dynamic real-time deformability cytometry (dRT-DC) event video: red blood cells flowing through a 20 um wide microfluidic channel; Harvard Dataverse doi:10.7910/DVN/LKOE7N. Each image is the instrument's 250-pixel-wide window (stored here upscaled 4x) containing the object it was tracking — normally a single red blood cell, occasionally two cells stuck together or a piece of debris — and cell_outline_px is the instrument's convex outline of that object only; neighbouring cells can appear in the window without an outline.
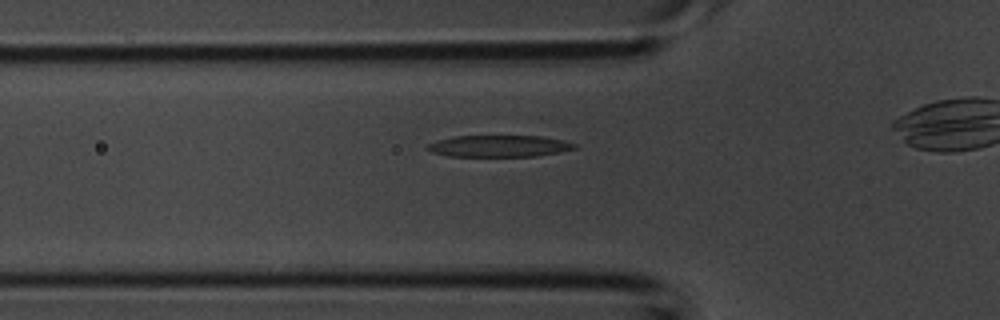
{"species": "common noctule bat (a hibernating species)", "species_latin": "Nyctalus noctula", "temperature_condition": "room temperature", "stored_images_in_passage": 28, "camera_frame_rate_fps": 3000, "um_per_image_px": 0.085, "animal": {"sex": "male", "body_mass_g": 20.1, "forearm_length_mm": 53.5}, "frame": {"image": 1, "passage_image": 8, "time_ms": 2.333, "image_size_px": [1000, 320], "cell_outline_px": [[576, 148], [560, 152], [536, 156], [448, 156], [432, 152], [424, 148], [428, 144], [436, 140], [452, 136], [540, 136], [564, 140], [576, 144]], "centroid_in_image_um": [42.39, 12.41], "position_along_channel_um": 83.4, "area_um2": 18.61}}
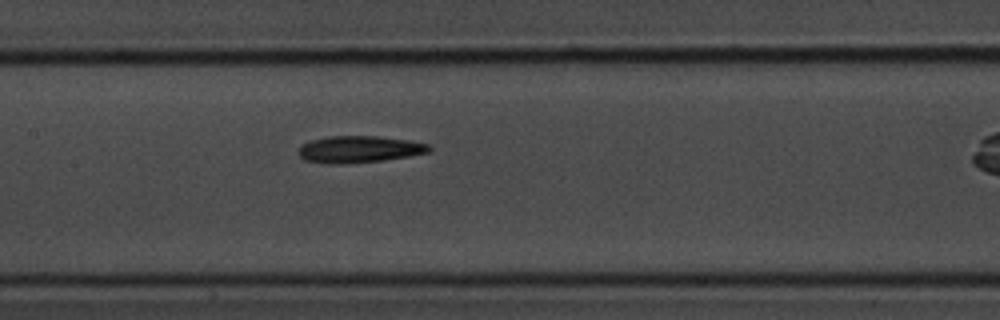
{"frame": {"image": 2, "passage_image": 14, "time_ms": 4.333, "image_size_px": [1000, 320], "cell_outline_px": [[432, 148], [428, 152], [408, 156], [384, 160], [344, 164], [324, 164], [304, 160], [296, 152], [300, 144], [312, 140], [328, 136], [380, 136], [408, 140], [428, 144]], "centroid_in_image_um": [30.46, 12.69], "position_along_channel_um": 176.9, "area_um2": 20.63}}
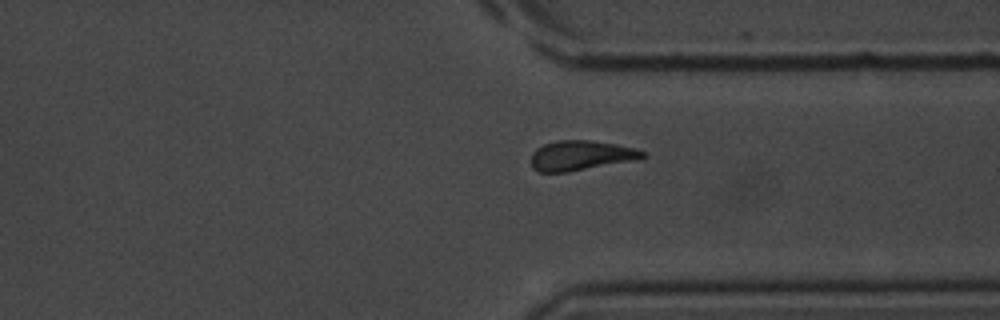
{"frame": {"image": 3, "passage_image": 26, "time_ms": 8.333, "image_size_px": [1000, 320], "cell_outline_px": [[648, 156], [640, 160], [568, 172], [536, 172], [532, 168], [532, 152], [536, 148], [544, 144], [556, 140], [588, 140], [616, 144], [636, 148], [648, 152]], "centroid_in_image_um": [49.44, 13.22], "position_along_channel_um": 362.0, "area_um2": 19.88}}